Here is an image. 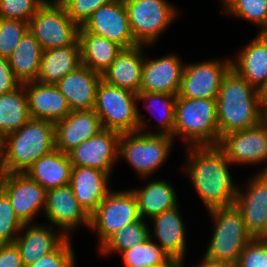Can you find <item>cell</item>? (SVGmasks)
<instances>
[{
  "label": "cell",
  "mask_w": 267,
  "mask_h": 267,
  "mask_svg": "<svg viewBox=\"0 0 267 267\" xmlns=\"http://www.w3.org/2000/svg\"><path fill=\"white\" fill-rule=\"evenodd\" d=\"M183 169L209 211L234 205L238 186L234 184L225 153L218 146L186 147Z\"/></svg>",
  "instance_id": "obj_1"
},
{
  "label": "cell",
  "mask_w": 267,
  "mask_h": 267,
  "mask_svg": "<svg viewBox=\"0 0 267 267\" xmlns=\"http://www.w3.org/2000/svg\"><path fill=\"white\" fill-rule=\"evenodd\" d=\"M216 101L219 141L227 133L248 129L262 122L258 89L232 69L223 77Z\"/></svg>",
  "instance_id": "obj_2"
},
{
  "label": "cell",
  "mask_w": 267,
  "mask_h": 267,
  "mask_svg": "<svg viewBox=\"0 0 267 267\" xmlns=\"http://www.w3.org/2000/svg\"><path fill=\"white\" fill-rule=\"evenodd\" d=\"M55 149V124L30 119L3 138L5 173H24L40 157Z\"/></svg>",
  "instance_id": "obj_3"
},
{
  "label": "cell",
  "mask_w": 267,
  "mask_h": 267,
  "mask_svg": "<svg viewBox=\"0 0 267 267\" xmlns=\"http://www.w3.org/2000/svg\"><path fill=\"white\" fill-rule=\"evenodd\" d=\"M173 139L182 137L188 146H217V101L177 97Z\"/></svg>",
  "instance_id": "obj_4"
},
{
  "label": "cell",
  "mask_w": 267,
  "mask_h": 267,
  "mask_svg": "<svg viewBox=\"0 0 267 267\" xmlns=\"http://www.w3.org/2000/svg\"><path fill=\"white\" fill-rule=\"evenodd\" d=\"M137 94L100 80L96 89L94 110L103 129L120 134L143 132L148 128L137 107Z\"/></svg>",
  "instance_id": "obj_5"
},
{
  "label": "cell",
  "mask_w": 267,
  "mask_h": 267,
  "mask_svg": "<svg viewBox=\"0 0 267 267\" xmlns=\"http://www.w3.org/2000/svg\"><path fill=\"white\" fill-rule=\"evenodd\" d=\"M208 212L213 218L215 229L204 257L236 265L240 254L253 239L240 211L232 205L211 209Z\"/></svg>",
  "instance_id": "obj_6"
},
{
  "label": "cell",
  "mask_w": 267,
  "mask_h": 267,
  "mask_svg": "<svg viewBox=\"0 0 267 267\" xmlns=\"http://www.w3.org/2000/svg\"><path fill=\"white\" fill-rule=\"evenodd\" d=\"M175 140L168 135L137 131L121 134L118 157L125 159L140 177L149 179L167 160Z\"/></svg>",
  "instance_id": "obj_7"
},
{
  "label": "cell",
  "mask_w": 267,
  "mask_h": 267,
  "mask_svg": "<svg viewBox=\"0 0 267 267\" xmlns=\"http://www.w3.org/2000/svg\"><path fill=\"white\" fill-rule=\"evenodd\" d=\"M79 29L58 0H47L28 22L29 32L42 50L74 45L79 40Z\"/></svg>",
  "instance_id": "obj_8"
},
{
  "label": "cell",
  "mask_w": 267,
  "mask_h": 267,
  "mask_svg": "<svg viewBox=\"0 0 267 267\" xmlns=\"http://www.w3.org/2000/svg\"><path fill=\"white\" fill-rule=\"evenodd\" d=\"M123 1L133 38L138 45L154 44L178 16L177 8L167 0Z\"/></svg>",
  "instance_id": "obj_9"
},
{
  "label": "cell",
  "mask_w": 267,
  "mask_h": 267,
  "mask_svg": "<svg viewBox=\"0 0 267 267\" xmlns=\"http://www.w3.org/2000/svg\"><path fill=\"white\" fill-rule=\"evenodd\" d=\"M139 218L138 201L133 191L112 190L90 215L89 228L97 231L101 246L112 234Z\"/></svg>",
  "instance_id": "obj_10"
},
{
  "label": "cell",
  "mask_w": 267,
  "mask_h": 267,
  "mask_svg": "<svg viewBox=\"0 0 267 267\" xmlns=\"http://www.w3.org/2000/svg\"><path fill=\"white\" fill-rule=\"evenodd\" d=\"M231 69V58L185 64L177 97L217 98L221 81Z\"/></svg>",
  "instance_id": "obj_11"
},
{
  "label": "cell",
  "mask_w": 267,
  "mask_h": 267,
  "mask_svg": "<svg viewBox=\"0 0 267 267\" xmlns=\"http://www.w3.org/2000/svg\"><path fill=\"white\" fill-rule=\"evenodd\" d=\"M79 31H88L104 37L107 40L116 42L124 49L138 46L130 29L128 12L123 0H113L99 7L80 26Z\"/></svg>",
  "instance_id": "obj_12"
},
{
  "label": "cell",
  "mask_w": 267,
  "mask_h": 267,
  "mask_svg": "<svg viewBox=\"0 0 267 267\" xmlns=\"http://www.w3.org/2000/svg\"><path fill=\"white\" fill-rule=\"evenodd\" d=\"M234 164H259L267 161V127L263 122L248 129L227 133L217 145ZM259 172H267V165Z\"/></svg>",
  "instance_id": "obj_13"
},
{
  "label": "cell",
  "mask_w": 267,
  "mask_h": 267,
  "mask_svg": "<svg viewBox=\"0 0 267 267\" xmlns=\"http://www.w3.org/2000/svg\"><path fill=\"white\" fill-rule=\"evenodd\" d=\"M2 190L23 224H33L34 217L44 212L47 190L25 173H6Z\"/></svg>",
  "instance_id": "obj_14"
},
{
  "label": "cell",
  "mask_w": 267,
  "mask_h": 267,
  "mask_svg": "<svg viewBox=\"0 0 267 267\" xmlns=\"http://www.w3.org/2000/svg\"><path fill=\"white\" fill-rule=\"evenodd\" d=\"M120 136L116 131L101 130L68 153L71 164L95 168L111 175L112 167L119 159Z\"/></svg>",
  "instance_id": "obj_15"
},
{
  "label": "cell",
  "mask_w": 267,
  "mask_h": 267,
  "mask_svg": "<svg viewBox=\"0 0 267 267\" xmlns=\"http://www.w3.org/2000/svg\"><path fill=\"white\" fill-rule=\"evenodd\" d=\"M43 213L66 238L78 225L90 226V216L80 206L69 185L47 190Z\"/></svg>",
  "instance_id": "obj_16"
},
{
  "label": "cell",
  "mask_w": 267,
  "mask_h": 267,
  "mask_svg": "<svg viewBox=\"0 0 267 267\" xmlns=\"http://www.w3.org/2000/svg\"><path fill=\"white\" fill-rule=\"evenodd\" d=\"M101 130L103 127L94 109L71 111L55 123V149L68 154Z\"/></svg>",
  "instance_id": "obj_17"
},
{
  "label": "cell",
  "mask_w": 267,
  "mask_h": 267,
  "mask_svg": "<svg viewBox=\"0 0 267 267\" xmlns=\"http://www.w3.org/2000/svg\"><path fill=\"white\" fill-rule=\"evenodd\" d=\"M144 55L140 91L178 94L185 64L176 54L147 59Z\"/></svg>",
  "instance_id": "obj_18"
},
{
  "label": "cell",
  "mask_w": 267,
  "mask_h": 267,
  "mask_svg": "<svg viewBox=\"0 0 267 267\" xmlns=\"http://www.w3.org/2000/svg\"><path fill=\"white\" fill-rule=\"evenodd\" d=\"M109 177L108 173L95 168L73 166L69 186L89 216L111 191Z\"/></svg>",
  "instance_id": "obj_19"
},
{
  "label": "cell",
  "mask_w": 267,
  "mask_h": 267,
  "mask_svg": "<svg viewBox=\"0 0 267 267\" xmlns=\"http://www.w3.org/2000/svg\"><path fill=\"white\" fill-rule=\"evenodd\" d=\"M24 88L32 119L55 124L71 112L66 98L56 85L32 81L24 83Z\"/></svg>",
  "instance_id": "obj_20"
},
{
  "label": "cell",
  "mask_w": 267,
  "mask_h": 267,
  "mask_svg": "<svg viewBox=\"0 0 267 267\" xmlns=\"http://www.w3.org/2000/svg\"><path fill=\"white\" fill-rule=\"evenodd\" d=\"M179 205L165 210L153 216L150 220L153 223L154 238L158 245L179 264H185L186 248V227L181 218Z\"/></svg>",
  "instance_id": "obj_21"
},
{
  "label": "cell",
  "mask_w": 267,
  "mask_h": 267,
  "mask_svg": "<svg viewBox=\"0 0 267 267\" xmlns=\"http://www.w3.org/2000/svg\"><path fill=\"white\" fill-rule=\"evenodd\" d=\"M100 80L101 74L81 65L55 85L66 98L71 111L91 110L95 105Z\"/></svg>",
  "instance_id": "obj_22"
},
{
  "label": "cell",
  "mask_w": 267,
  "mask_h": 267,
  "mask_svg": "<svg viewBox=\"0 0 267 267\" xmlns=\"http://www.w3.org/2000/svg\"><path fill=\"white\" fill-rule=\"evenodd\" d=\"M47 226L34 223L33 225L24 224L15 239L14 244L20 252L24 267L51 253L66 239L60 231L54 232V229Z\"/></svg>",
  "instance_id": "obj_23"
},
{
  "label": "cell",
  "mask_w": 267,
  "mask_h": 267,
  "mask_svg": "<svg viewBox=\"0 0 267 267\" xmlns=\"http://www.w3.org/2000/svg\"><path fill=\"white\" fill-rule=\"evenodd\" d=\"M144 45L123 49L112 64L102 73L101 79L108 84L140 92L142 66L144 63Z\"/></svg>",
  "instance_id": "obj_24"
},
{
  "label": "cell",
  "mask_w": 267,
  "mask_h": 267,
  "mask_svg": "<svg viewBox=\"0 0 267 267\" xmlns=\"http://www.w3.org/2000/svg\"><path fill=\"white\" fill-rule=\"evenodd\" d=\"M231 59V69L256 89L267 83V37L257 34Z\"/></svg>",
  "instance_id": "obj_25"
},
{
  "label": "cell",
  "mask_w": 267,
  "mask_h": 267,
  "mask_svg": "<svg viewBox=\"0 0 267 267\" xmlns=\"http://www.w3.org/2000/svg\"><path fill=\"white\" fill-rule=\"evenodd\" d=\"M72 168L69 155L54 149L40 157L24 173L49 190L69 185Z\"/></svg>",
  "instance_id": "obj_26"
},
{
  "label": "cell",
  "mask_w": 267,
  "mask_h": 267,
  "mask_svg": "<svg viewBox=\"0 0 267 267\" xmlns=\"http://www.w3.org/2000/svg\"><path fill=\"white\" fill-rule=\"evenodd\" d=\"M81 65L79 40L74 45L67 47L43 50L36 81L55 85L64 76L75 71Z\"/></svg>",
  "instance_id": "obj_27"
},
{
  "label": "cell",
  "mask_w": 267,
  "mask_h": 267,
  "mask_svg": "<svg viewBox=\"0 0 267 267\" xmlns=\"http://www.w3.org/2000/svg\"><path fill=\"white\" fill-rule=\"evenodd\" d=\"M79 43L82 65L101 75L124 49L116 42L88 31H79Z\"/></svg>",
  "instance_id": "obj_28"
},
{
  "label": "cell",
  "mask_w": 267,
  "mask_h": 267,
  "mask_svg": "<svg viewBox=\"0 0 267 267\" xmlns=\"http://www.w3.org/2000/svg\"><path fill=\"white\" fill-rule=\"evenodd\" d=\"M138 201V211L142 219L162 213L178 205L177 194L166 180H153L140 189H131Z\"/></svg>",
  "instance_id": "obj_29"
},
{
  "label": "cell",
  "mask_w": 267,
  "mask_h": 267,
  "mask_svg": "<svg viewBox=\"0 0 267 267\" xmlns=\"http://www.w3.org/2000/svg\"><path fill=\"white\" fill-rule=\"evenodd\" d=\"M42 51L40 43L28 30L8 57L13 74L21 84L36 81Z\"/></svg>",
  "instance_id": "obj_30"
},
{
  "label": "cell",
  "mask_w": 267,
  "mask_h": 267,
  "mask_svg": "<svg viewBox=\"0 0 267 267\" xmlns=\"http://www.w3.org/2000/svg\"><path fill=\"white\" fill-rule=\"evenodd\" d=\"M30 119L24 84L0 96V136L19 130Z\"/></svg>",
  "instance_id": "obj_31"
},
{
  "label": "cell",
  "mask_w": 267,
  "mask_h": 267,
  "mask_svg": "<svg viewBox=\"0 0 267 267\" xmlns=\"http://www.w3.org/2000/svg\"><path fill=\"white\" fill-rule=\"evenodd\" d=\"M150 237L141 244L136 245L120 254L124 267H156L159 265H179Z\"/></svg>",
  "instance_id": "obj_32"
},
{
  "label": "cell",
  "mask_w": 267,
  "mask_h": 267,
  "mask_svg": "<svg viewBox=\"0 0 267 267\" xmlns=\"http://www.w3.org/2000/svg\"><path fill=\"white\" fill-rule=\"evenodd\" d=\"M150 231L146 221L140 217L112 234L99 247V251L103 255L117 252L120 254L146 241L150 237Z\"/></svg>",
  "instance_id": "obj_33"
},
{
  "label": "cell",
  "mask_w": 267,
  "mask_h": 267,
  "mask_svg": "<svg viewBox=\"0 0 267 267\" xmlns=\"http://www.w3.org/2000/svg\"><path fill=\"white\" fill-rule=\"evenodd\" d=\"M177 94H167L159 92H144L137 93V101L150 102V107H145L149 110V113H153L152 109L158 107V103L161 106V118L158 119L157 127L159 129L158 134L168 135L173 138V131L175 125V102ZM156 105V106H155Z\"/></svg>",
  "instance_id": "obj_34"
},
{
  "label": "cell",
  "mask_w": 267,
  "mask_h": 267,
  "mask_svg": "<svg viewBox=\"0 0 267 267\" xmlns=\"http://www.w3.org/2000/svg\"><path fill=\"white\" fill-rule=\"evenodd\" d=\"M222 11L241 17L264 28L267 21V0H222Z\"/></svg>",
  "instance_id": "obj_35"
},
{
  "label": "cell",
  "mask_w": 267,
  "mask_h": 267,
  "mask_svg": "<svg viewBox=\"0 0 267 267\" xmlns=\"http://www.w3.org/2000/svg\"><path fill=\"white\" fill-rule=\"evenodd\" d=\"M23 223L16 216L7 194L0 192V244H12L20 233Z\"/></svg>",
  "instance_id": "obj_36"
},
{
  "label": "cell",
  "mask_w": 267,
  "mask_h": 267,
  "mask_svg": "<svg viewBox=\"0 0 267 267\" xmlns=\"http://www.w3.org/2000/svg\"><path fill=\"white\" fill-rule=\"evenodd\" d=\"M28 31V23L0 18V57L8 58Z\"/></svg>",
  "instance_id": "obj_37"
},
{
  "label": "cell",
  "mask_w": 267,
  "mask_h": 267,
  "mask_svg": "<svg viewBox=\"0 0 267 267\" xmlns=\"http://www.w3.org/2000/svg\"><path fill=\"white\" fill-rule=\"evenodd\" d=\"M249 179L245 191L238 187L234 205L267 206V172H258Z\"/></svg>",
  "instance_id": "obj_38"
},
{
  "label": "cell",
  "mask_w": 267,
  "mask_h": 267,
  "mask_svg": "<svg viewBox=\"0 0 267 267\" xmlns=\"http://www.w3.org/2000/svg\"><path fill=\"white\" fill-rule=\"evenodd\" d=\"M240 211L249 234L253 238L267 239V206L235 205Z\"/></svg>",
  "instance_id": "obj_39"
},
{
  "label": "cell",
  "mask_w": 267,
  "mask_h": 267,
  "mask_svg": "<svg viewBox=\"0 0 267 267\" xmlns=\"http://www.w3.org/2000/svg\"><path fill=\"white\" fill-rule=\"evenodd\" d=\"M47 0H0V18L29 22Z\"/></svg>",
  "instance_id": "obj_40"
},
{
  "label": "cell",
  "mask_w": 267,
  "mask_h": 267,
  "mask_svg": "<svg viewBox=\"0 0 267 267\" xmlns=\"http://www.w3.org/2000/svg\"><path fill=\"white\" fill-rule=\"evenodd\" d=\"M70 238H66L51 253L42 256L35 263L26 267H75V253Z\"/></svg>",
  "instance_id": "obj_41"
},
{
  "label": "cell",
  "mask_w": 267,
  "mask_h": 267,
  "mask_svg": "<svg viewBox=\"0 0 267 267\" xmlns=\"http://www.w3.org/2000/svg\"><path fill=\"white\" fill-rule=\"evenodd\" d=\"M64 7L68 16L79 26L101 6L113 0H58Z\"/></svg>",
  "instance_id": "obj_42"
},
{
  "label": "cell",
  "mask_w": 267,
  "mask_h": 267,
  "mask_svg": "<svg viewBox=\"0 0 267 267\" xmlns=\"http://www.w3.org/2000/svg\"><path fill=\"white\" fill-rule=\"evenodd\" d=\"M236 267H267V239L253 238L239 256Z\"/></svg>",
  "instance_id": "obj_43"
},
{
  "label": "cell",
  "mask_w": 267,
  "mask_h": 267,
  "mask_svg": "<svg viewBox=\"0 0 267 267\" xmlns=\"http://www.w3.org/2000/svg\"><path fill=\"white\" fill-rule=\"evenodd\" d=\"M20 85L21 83L13 74L8 58L0 57V96L15 90Z\"/></svg>",
  "instance_id": "obj_44"
},
{
  "label": "cell",
  "mask_w": 267,
  "mask_h": 267,
  "mask_svg": "<svg viewBox=\"0 0 267 267\" xmlns=\"http://www.w3.org/2000/svg\"><path fill=\"white\" fill-rule=\"evenodd\" d=\"M0 267H24L20 252L14 243L0 244Z\"/></svg>",
  "instance_id": "obj_45"
},
{
  "label": "cell",
  "mask_w": 267,
  "mask_h": 267,
  "mask_svg": "<svg viewBox=\"0 0 267 267\" xmlns=\"http://www.w3.org/2000/svg\"><path fill=\"white\" fill-rule=\"evenodd\" d=\"M196 267H236V266L229 262H218L204 257L202 259L201 264L197 265Z\"/></svg>",
  "instance_id": "obj_46"
},
{
  "label": "cell",
  "mask_w": 267,
  "mask_h": 267,
  "mask_svg": "<svg viewBox=\"0 0 267 267\" xmlns=\"http://www.w3.org/2000/svg\"><path fill=\"white\" fill-rule=\"evenodd\" d=\"M259 103L262 114L267 110V83L264 84L259 90Z\"/></svg>",
  "instance_id": "obj_47"
},
{
  "label": "cell",
  "mask_w": 267,
  "mask_h": 267,
  "mask_svg": "<svg viewBox=\"0 0 267 267\" xmlns=\"http://www.w3.org/2000/svg\"><path fill=\"white\" fill-rule=\"evenodd\" d=\"M3 166H4L3 137L0 136V170H3Z\"/></svg>",
  "instance_id": "obj_48"
},
{
  "label": "cell",
  "mask_w": 267,
  "mask_h": 267,
  "mask_svg": "<svg viewBox=\"0 0 267 267\" xmlns=\"http://www.w3.org/2000/svg\"><path fill=\"white\" fill-rule=\"evenodd\" d=\"M5 174L6 173L4 170H0V192L3 189V182H4Z\"/></svg>",
  "instance_id": "obj_49"
},
{
  "label": "cell",
  "mask_w": 267,
  "mask_h": 267,
  "mask_svg": "<svg viewBox=\"0 0 267 267\" xmlns=\"http://www.w3.org/2000/svg\"><path fill=\"white\" fill-rule=\"evenodd\" d=\"M262 122L265 124L267 127V110L263 113L262 115Z\"/></svg>",
  "instance_id": "obj_50"
},
{
  "label": "cell",
  "mask_w": 267,
  "mask_h": 267,
  "mask_svg": "<svg viewBox=\"0 0 267 267\" xmlns=\"http://www.w3.org/2000/svg\"><path fill=\"white\" fill-rule=\"evenodd\" d=\"M259 34L267 37V21H266L265 27L263 29H261V32Z\"/></svg>",
  "instance_id": "obj_51"
},
{
  "label": "cell",
  "mask_w": 267,
  "mask_h": 267,
  "mask_svg": "<svg viewBox=\"0 0 267 267\" xmlns=\"http://www.w3.org/2000/svg\"><path fill=\"white\" fill-rule=\"evenodd\" d=\"M178 265H159L156 267H177Z\"/></svg>",
  "instance_id": "obj_52"
},
{
  "label": "cell",
  "mask_w": 267,
  "mask_h": 267,
  "mask_svg": "<svg viewBox=\"0 0 267 267\" xmlns=\"http://www.w3.org/2000/svg\"><path fill=\"white\" fill-rule=\"evenodd\" d=\"M177 267H185L184 264H179Z\"/></svg>",
  "instance_id": "obj_53"
}]
</instances>
